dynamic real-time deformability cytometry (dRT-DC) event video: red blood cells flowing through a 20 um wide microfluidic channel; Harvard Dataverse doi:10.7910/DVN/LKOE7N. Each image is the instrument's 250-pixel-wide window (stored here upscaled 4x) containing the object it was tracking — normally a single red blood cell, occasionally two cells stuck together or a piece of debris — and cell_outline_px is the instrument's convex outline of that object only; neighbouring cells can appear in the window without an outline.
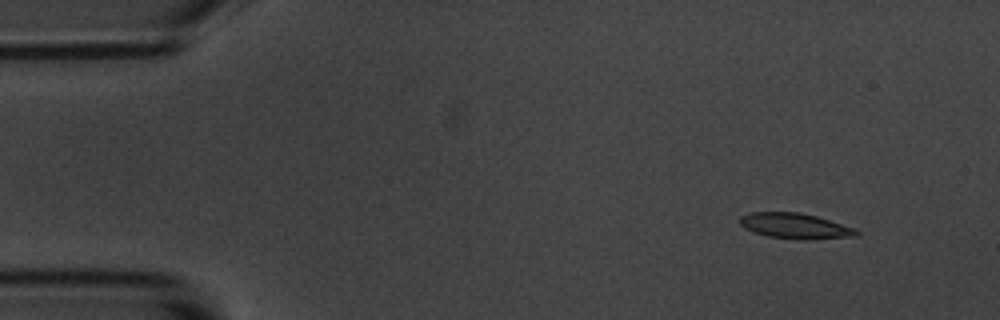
{"species": "common noctule bat (a hibernating species)", "species_latin": "Nyctalus noctula", "temperature_condition": "room temperature", "stored_images_in_passage": 4, "camera_frame_rate_fps": 3000, "um_per_image_px": 0.085, "animal": {"sex": "male", "body_mass_g": 20.1, "forearm_length_mm": 53.5}, "frame": {"image": 1, "passage_image": 1, "time_ms": 0.0, "image_size_px": [1000, 320], "cell_outline_px": [[860, 232], [856, 236], [804, 240], [800, 240], [768, 236], [752, 232], [744, 228], [740, 224], [740, 216], [752, 212], [800, 212], [816, 216], [856, 228]], "centroid_in_image_um": [67.58, 19.21], "position_along_channel_um": 17.4, "area_um2": 17.4}}
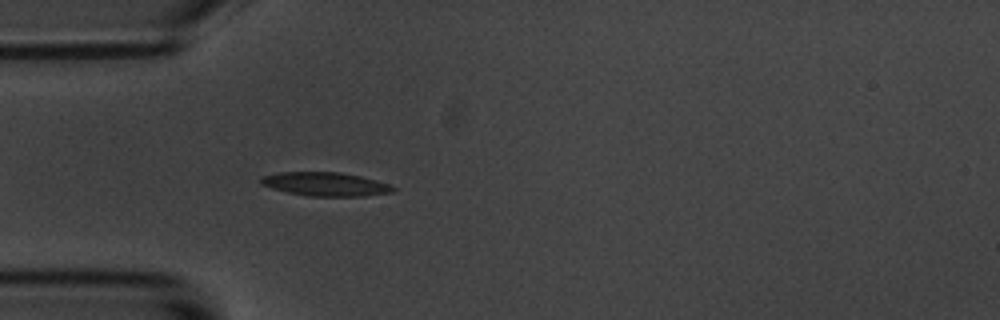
{"frame": {"image": 2, "passage_image": 4, "time_ms": 3.667, "image_size_px": [1000, 320], "cell_outline_px": [[396, 188], [392, 192], [364, 196], [308, 196], [288, 192], [272, 188], [260, 184], [260, 176], [276, 172], [340, 172], [360, 176], [376, 180], [388, 184]], "centroid_in_image_um": [27.62, 15.64], "position_along_channel_um": 57.4, "area_um2": 18.26}}